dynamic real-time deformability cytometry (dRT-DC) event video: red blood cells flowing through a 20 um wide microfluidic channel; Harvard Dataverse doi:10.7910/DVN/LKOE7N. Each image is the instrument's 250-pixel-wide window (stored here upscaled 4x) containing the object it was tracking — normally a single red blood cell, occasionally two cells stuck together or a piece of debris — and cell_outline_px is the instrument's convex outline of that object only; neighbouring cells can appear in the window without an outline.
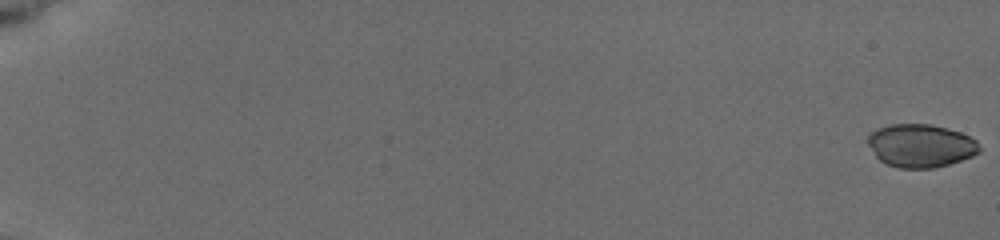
{"species": "common noctule bat (a hibernating species)", "species_latin": "Nyctalus noctula", "temperature_condition": "cold", "stored_images_in_passage": 8, "camera_frame_rate_fps": 3000, "um_per_image_px": 0.085, "animal": {"sex": "female", "body_mass_g": 19.5, "forearm_length_mm": 54.1}, "frame": {"image": 1, "passage_image": 1, "time_ms": 0.0, "image_size_px": [1000, 240], "cell_outline_px": [[980, 152], [972, 156], [948, 164], [932, 168], [900, 168], [884, 164], [876, 156], [868, 144], [868, 136], [872, 132], [880, 128], [892, 124], [928, 124], [948, 128], [960, 132], [976, 140], [980, 148]], "centroid_in_image_um": [78.26, 12.39], "position_along_channel_um": 6.7, "area_um2": 27.86}}
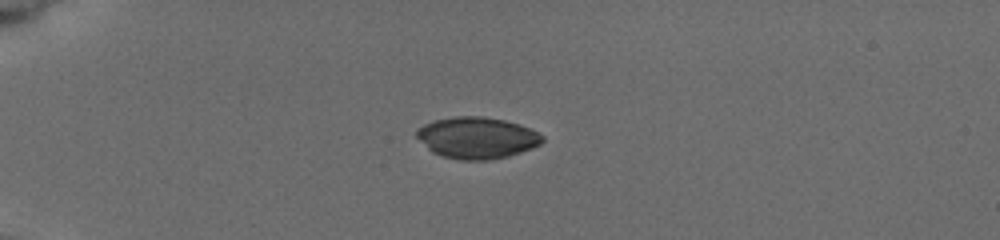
{"frame": {"image": 2, "passage_image": 7, "time_ms": 5.333, "image_size_px": [1000, 240], "cell_outline_px": [[544, 140], [540, 144], [532, 148], [508, 156], [488, 160], [460, 160], [444, 156], [432, 152], [416, 136], [416, 132], [424, 124], [432, 120], [456, 116], [480, 116], [504, 120], [528, 128], [544, 136]], "centroid_in_image_um": [40.53, 11.71], "position_along_channel_um": 44.5, "area_um2": 30.11}}